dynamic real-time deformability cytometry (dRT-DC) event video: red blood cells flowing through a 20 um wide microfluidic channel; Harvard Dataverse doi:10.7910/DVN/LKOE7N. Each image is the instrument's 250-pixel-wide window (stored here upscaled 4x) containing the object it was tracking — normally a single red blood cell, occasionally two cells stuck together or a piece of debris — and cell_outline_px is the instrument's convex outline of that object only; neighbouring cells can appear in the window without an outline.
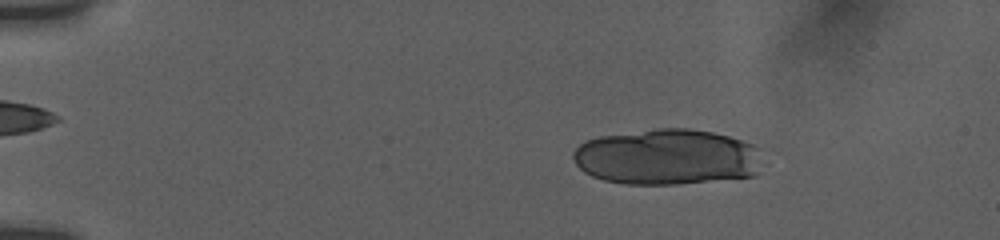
{"species": "human", "species_latin": "Homo sapiens", "temperature_condition": "room temperature", "stored_images_in_passage": 11, "camera_frame_rate_fps": 3000, "um_per_image_px": 0.085, "donor": {"sex": "female"}, "frame": {"image": 1, "passage_image": 2, "time_ms": 1.333, "image_size_px": [1000, 240], "cell_outline_px": [[760, 168], [756, 176], [676, 184], [624, 184], [604, 180], [592, 176], [584, 172], [576, 164], [572, 156], [572, 152], [580, 144], [588, 140], [600, 136], [660, 128], [688, 128], [712, 132], [728, 136], [752, 144], [756, 148]], "centroid_in_image_um": [56.67, 13.35], "position_along_channel_um": 28.3, "area_um2": 61.33}}
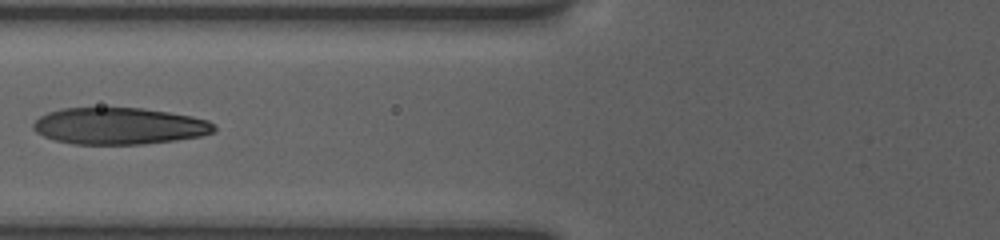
{"frame": {"image": 2, "passage_image": 7, "time_ms": 6.333, "image_size_px": [1000, 240], "cell_outline_px": [[216, 132], [200, 136], [176, 140], [144, 144], [72, 144], [56, 140], [44, 136], [36, 132], [32, 128], [32, 124], [40, 116], [48, 112], [64, 108], [140, 108], [168, 112], [192, 116], [208, 120], [216, 128]], "centroid_in_image_um": [10.13, 10.71], "position_along_channel_um": 115.7, "area_um2": 38.67}}